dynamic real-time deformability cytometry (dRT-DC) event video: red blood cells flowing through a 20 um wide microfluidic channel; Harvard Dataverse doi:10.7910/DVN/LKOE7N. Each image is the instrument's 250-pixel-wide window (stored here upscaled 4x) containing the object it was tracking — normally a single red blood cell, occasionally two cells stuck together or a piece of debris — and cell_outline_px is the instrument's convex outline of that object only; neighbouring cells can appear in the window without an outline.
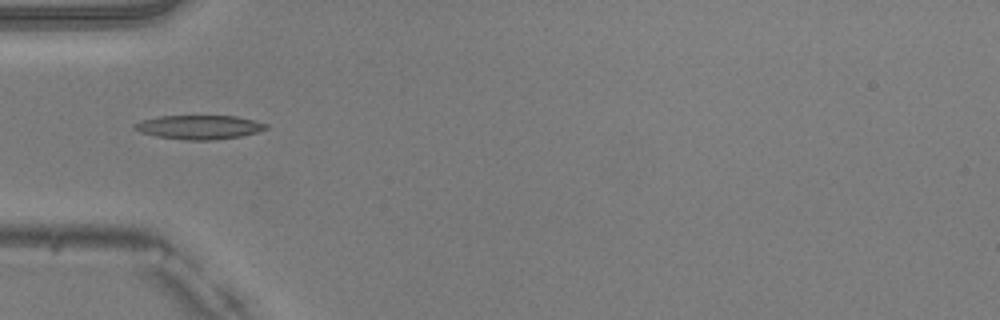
{"species": "common noctule bat (a hibernating species)", "species_latin": "Nyctalus noctula", "temperature_condition": "warm", "stored_images_in_passage": 35, "camera_frame_rate_fps": 3000, "um_per_image_px": 0.085, "animal": {"sex": "male", "body_mass_g": 20.5, "forearm_length_mm": 52.5}, "frame": {"image": 1, "passage_image": 1, "time_ms": 0.0, "image_size_px": [1000, 320], "cell_outline_px": [[268, 128], [256, 132], [240, 136], [212, 140], [184, 140], [156, 136], [140, 132], [132, 128], [132, 124], [140, 120], [160, 116], [236, 116], [268, 124]], "centroid_in_image_um": [16.87, 10.81], "position_along_channel_um": 68.1, "area_um2": 18.38}}
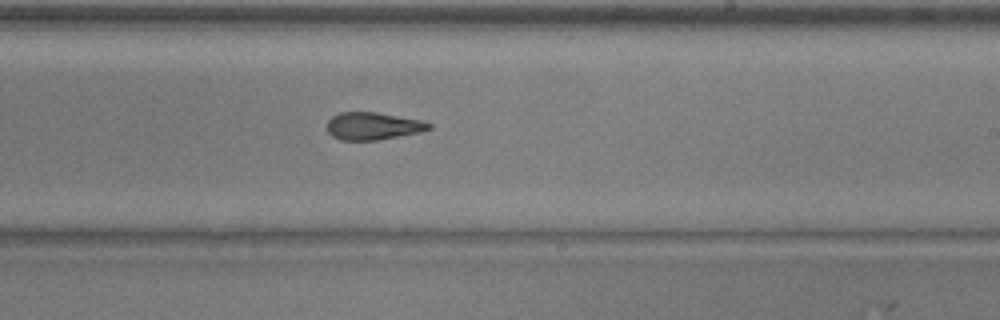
{"frame": {"image": 2, "passage_image": 15, "time_ms": 4.667, "image_size_px": [1000, 320], "cell_outline_px": [[432, 128], [420, 132], [376, 140], [340, 140], [332, 136], [328, 132], [328, 120], [332, 116], [340, 112], [376, 112], [420, 120], [432, 124]], "centroid_in_image_um": [31.69, 10.71], "position_along_channel_um": 257.3, "area_um2": 16.18}}
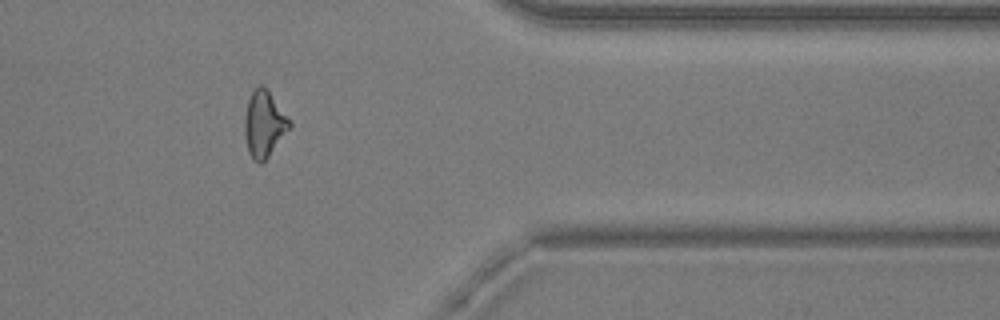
{"frame": {"image": 3, "passage_image": 26, "time_ms": 8.333, "image_size_px": [1000, 320], "cell_outline_px": [[292, 124], [268, 156], [260, 164], [248, 152], [244, 132], [244, 116], [248, 100], [252, 92], [260, 84], [264, 84], [268, 88], [292, 120]], "centroid_in_image_um": [22.46, 10.46], "position_along_channel_um": 388.9, "area_um2": 17.4}, "authors_computed_cell_mechanics": {"area_um2": 17.1666, "velocity_mm_per_s": 4.0333, "shape_relaxation_time_tau1_ms": 4.6977, "shape_relaxation_time_tau2_ms": 2.617, "deformation_change_tau1": 0.1805, "deformation_change_tau2": 0.0988}}